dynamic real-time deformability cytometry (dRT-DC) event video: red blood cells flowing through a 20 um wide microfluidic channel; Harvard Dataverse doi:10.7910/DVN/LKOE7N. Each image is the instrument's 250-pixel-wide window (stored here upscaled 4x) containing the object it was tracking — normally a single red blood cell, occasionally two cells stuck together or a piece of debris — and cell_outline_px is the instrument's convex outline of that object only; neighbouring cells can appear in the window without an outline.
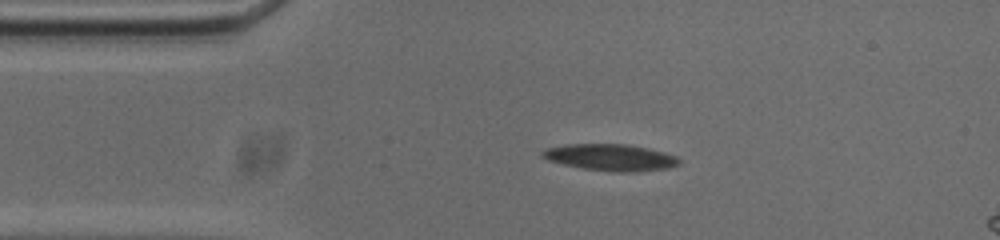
{"species": "common noctule bat (a hibernating species)", "species_latin": "Nyctalus noctula", "temperature_condition": "cold", "stored_images_in_passage": 44, "camera_frame_rate_fps": 3000, "um_per_image_px": 0.085, "animal": {"sex": "male", "body_mass_g": 20.0, "forearm_length_mm": 53.3}, "frame": {"image": 1, "passage_image": 1, "time_ms": 0.0, "image_size_px": [1000, 240], "cell_outline_px": [[680, 164], [664, 168], [620, 172], [584, 168], [564, 164], [548, 160], [540, 156], [540, 152], [548, 148], [568, 144], [624, 144], [644, 148], [676, 156], [680, 160]], "centroid_in_image_um": [51.82, 13.36], "position_along_channel_um": 33.2, "area_um2": 20.46}}
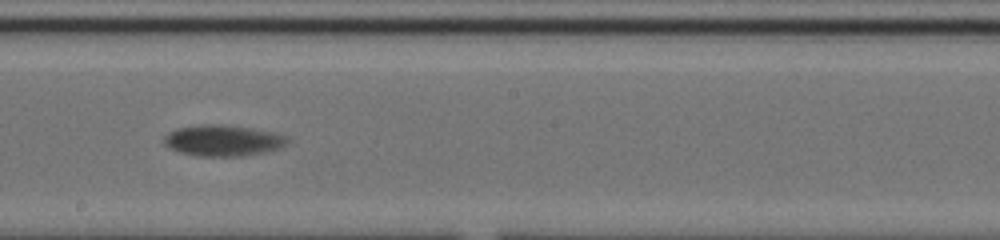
{"frame": {"image": 2, "passage_image": 20, "time_ms": 6.333, "image_size_px": [1000, 240], "cell_outline_px": [[292, 140], [288, 144], [276, 148], [260, 152], [240, 156], [200, 156], [180, 152], [172, 148], [164, 140], [164, 136], [168, 132], [176, 128], [200, 124], [220, 124], [252, 128], [276, 132]], "centroid_in_image_um": [18.97, 11.92], "position_along_channel_um": 229.2, "area_um2": 22.14}}
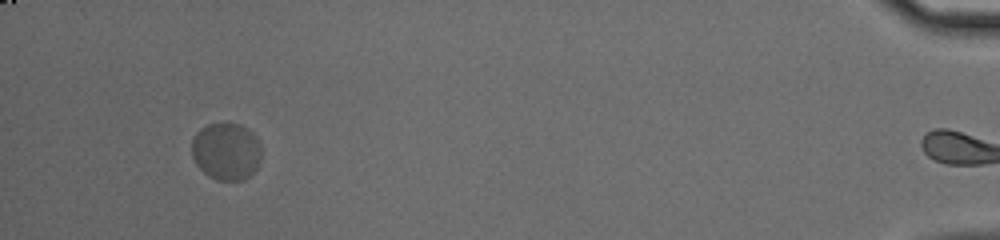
{"frame": {"image": 3, "passage_image": 43, "time_ms": 14.0, "image_size_px": [1000, 240], "cell_outline_px": [[260, 160], [256, 168], [244, 180], [216, 180], [208, 176], [196, 164], [192, 156], [192, 140], [196, 132], [200, 128], [208, 124], [240, 124], [252, 132], [256, 136], [260, 144]], "centroid_in_image_um": [19.22, 12.87], "position_along_channel_um": 416.0, "area_um2": 23.24}, "authors_computed_cell_mechanics": {"area_um2": 21.7617, "velocity_mm_per_s": 3.5615, "shape_relaxation_time_tau1_ms": 6.8934, "shape_relaxation_time_tau2_ms": null, "deformation_change_tau1": 0.1868, "deformation_change_tau2": null}}